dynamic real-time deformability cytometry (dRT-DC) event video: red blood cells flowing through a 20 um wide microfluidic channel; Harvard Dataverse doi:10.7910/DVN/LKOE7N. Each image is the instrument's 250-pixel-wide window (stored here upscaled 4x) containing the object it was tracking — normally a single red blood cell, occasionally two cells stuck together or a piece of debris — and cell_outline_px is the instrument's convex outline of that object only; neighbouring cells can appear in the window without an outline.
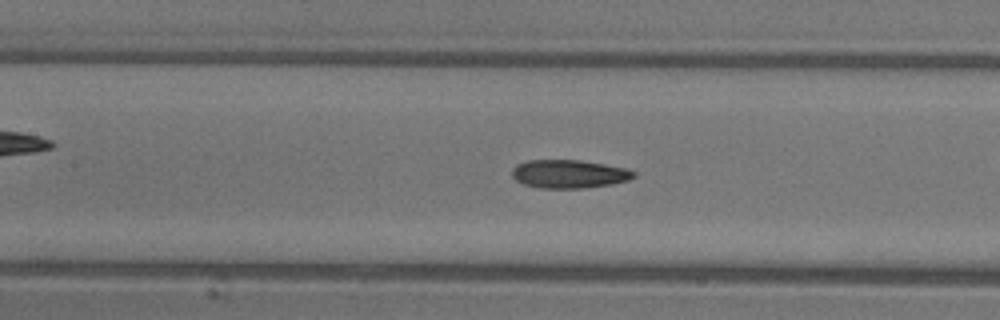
{"species": "common noctule bat (a hibernating species)", "species_latin": "Nyctalus noctula", "temperature_condition": "warm", "stored_images_in_passage": 47, "camera_frame_rate_fps": 3000, "um_per_image_px": 0.085, "animal": {"sex": "female"}, "frame": {"image": 1, "passage_image": 21, "time_ms": 6.667, "image_size_px": [1000, 320], "cell_outline_px": [[636, 176], [628, 180], [612, 184], [584, 188], [540, 188], [524, 184], [516, 180], [512, 176], [512, 168], [516, 164], [524, 160], [580, 160], [604, 164], [624, 168], [636, 172]], "centroid_in_image_um": [48.34, 14.78], "position_along_channel_um": 159.1, "area_um2": 20.17}}
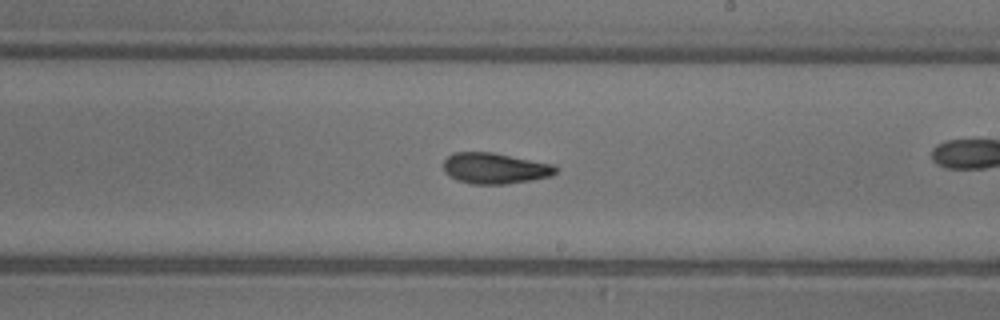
{"frame": {"image": 2, "passage_image": 27, "time_ms": 8.667, "image_size_px": [1000, 320], "cell_outline_px": [[560, 168], [552, 176], [532, 180], [508, 184], [472, 184], [456, 180], [448, 176], [444, 172], [444, 160], [452, 152], [492, 152], [556, 164]], "centroid_in_image_um": [42.1, 14.3], "position_along_channel_um": 246.9, "area_um2": 20.63}}
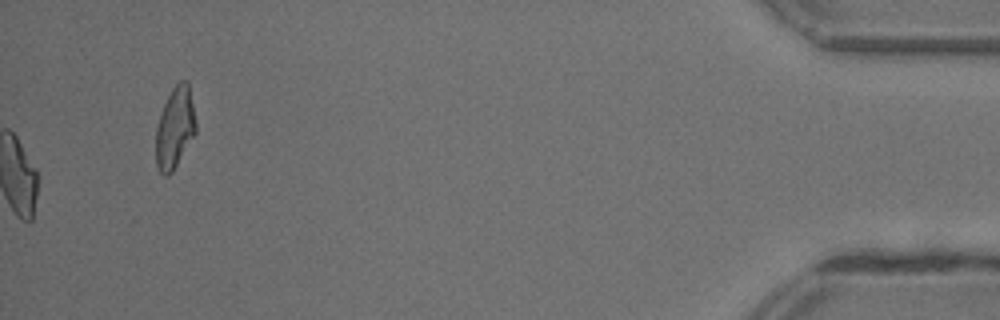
{"frame": {"image": 3, "passage_image": 47, "time_ms": 15.333, "image_size_px": [1000, 320], "cell_outline_px": [[196, 132], [172, 172], [168, 176], [164, 176], [160, 172], [156, 164], [156, 128], [160, 112], [172, 88], [180, 80], [188, 80], [196, 124]], "centroid_in_image_um": [14.86, 10.86], "position_along_channel_um": 420.3, "area_um2": 18.84}, "authors_computed_cell_mechanics": {"area_um2": 19.9988, "velocity_mm_per_s": 4.4139, "shape_relaxation_time_tau1_ms": null, "shape_relaxation_time_tau2_ms": 2.4845, "deformation_change_tau1": null, "deformation_change_tau2": 0.1003}}